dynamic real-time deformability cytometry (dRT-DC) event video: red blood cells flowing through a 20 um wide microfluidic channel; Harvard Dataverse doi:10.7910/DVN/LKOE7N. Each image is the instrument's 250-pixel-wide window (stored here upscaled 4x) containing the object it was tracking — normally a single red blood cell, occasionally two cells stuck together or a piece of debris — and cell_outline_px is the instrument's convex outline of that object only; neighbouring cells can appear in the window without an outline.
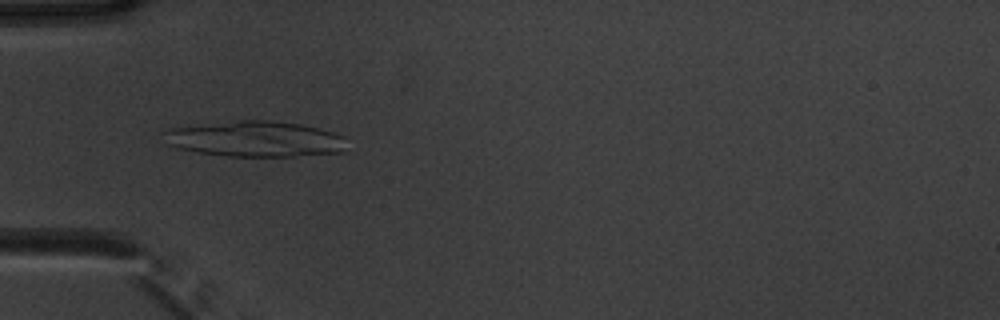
{"species": "common noctule bat (a hibernating species)", "species_latin": "Nyctalus noctula", "temperature_condition": "warm", "stored_images_in_passage": 52, "camera_frame_rate_fps": 3000, "um_per_image_px": 0.085, "animal": {"sex": "male", "body_mass_g": 20.1, "forearm_length_mm": 53.5}, "frame": {"image": 1, "passage_image": 17, "time_ms": 5.333, "image_size_px": [1000, 320], "cell_outline_px": [[344, 152], [292, 156], [228, 156], [196, 152], [176, 148], [168, 144], [160, 132], [172, 128], [236, 120], [268, 120], [300, 124], [332, 132], [344, 136]], "centroid_in_image_um": [21.64, 11.81], "position_along_channel_um": 63.4, "area_um2": 37.92}}
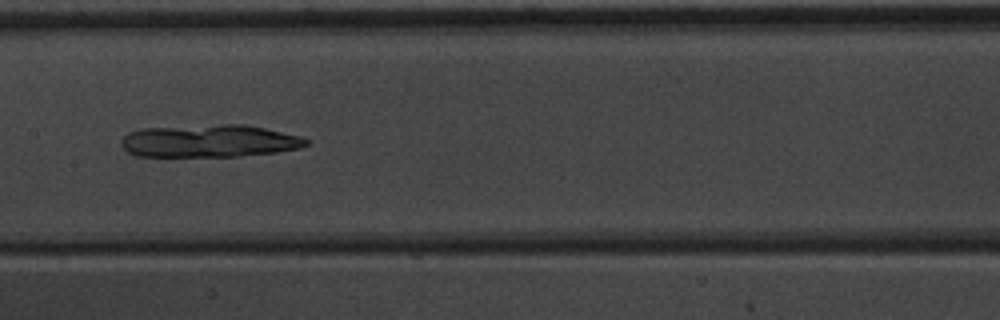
{"frame": {"image": 2, "passage_image": 27, "time_ms": 8.667, "image_size_px": [1000, 320], "cell_outline_px": [[312, 144], [300, 148], [276, 152], [240, 156], [136, 156], [128, 152], [120, 144], [120, 140], [128, 132], [140, 128], [224, 124], [244, 124], [264, 128], [300, 136], [312, 140]], "centroid_in_image_um": [17.82, 11.98], "position_along_channel_um": 189.6, "area_um2": 35.37}}
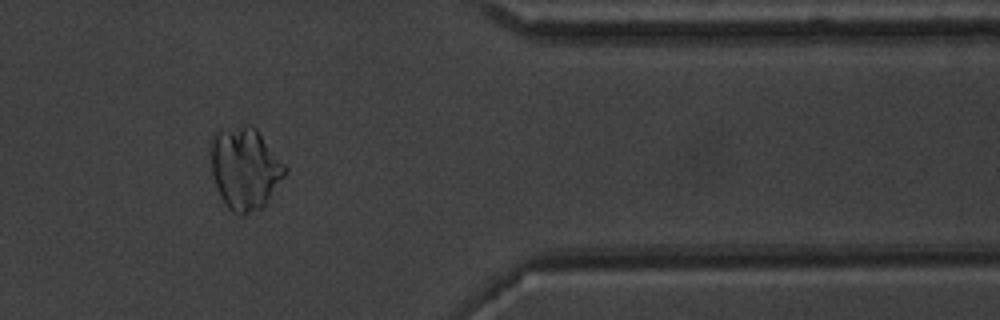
{"frame": {"image": 3, "passage_image": 44, "time_ms": 14.333, "image_size_px": [1000, 320], "cell_outline_px": [[288, 172], [264, 208], [244, 216], [240, 216], [232, 212], [224, 204], [216, 188], [212, 172], [212, 136], [220, 128], [244, 124], [252, 124], [256, 128], [288, 168]], "centroid_in_image_um": [20.85, 14.34], "position_along_channel_um": 390.6, "area_um2": 36.24}}